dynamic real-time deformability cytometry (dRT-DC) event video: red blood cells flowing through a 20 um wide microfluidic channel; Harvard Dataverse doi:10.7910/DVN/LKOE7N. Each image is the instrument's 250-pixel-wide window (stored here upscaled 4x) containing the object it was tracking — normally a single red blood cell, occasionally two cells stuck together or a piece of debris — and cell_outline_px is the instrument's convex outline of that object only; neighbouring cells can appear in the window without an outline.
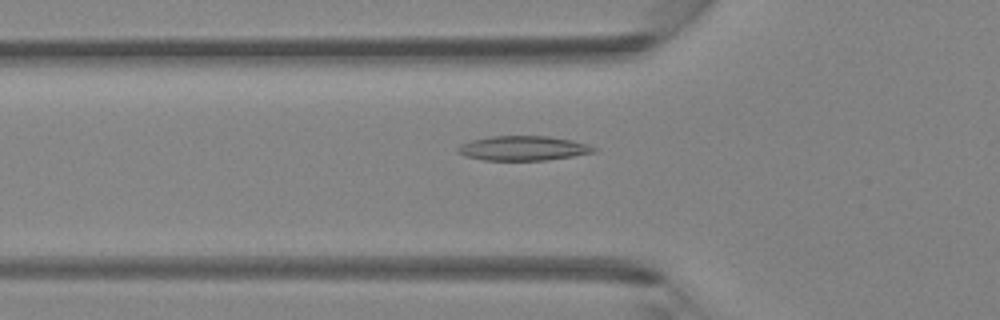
{"species": "Egyptian fruit bat (a non-hibernating species)", "species_latin": "Rousettus aegyptiacus", "temperature_condition": "room temperature", "stored_images_in_passage": 42, "camera_frame_rate_fps": 3000, "um_per_image_px": 0.085, "animal": {"sex": "female"}, "frame": {"image": 1, "passage_image": 13, "time_ms": 4.0, "image_size_px": [1000, 320], "cell_outline_px": [[600, 148], [596, 152], [572, 156], [544, 160], [484, 160], [464, 156], [456, 152], [456, 148], [460, 144], [472, 140], [488, 136], [548, 136], [572, 140], [588, 144]], "centroid_in_image_um": [44.47, 12.59], "position_along_channel_um": 81.3, "area_um2": 19.65}}
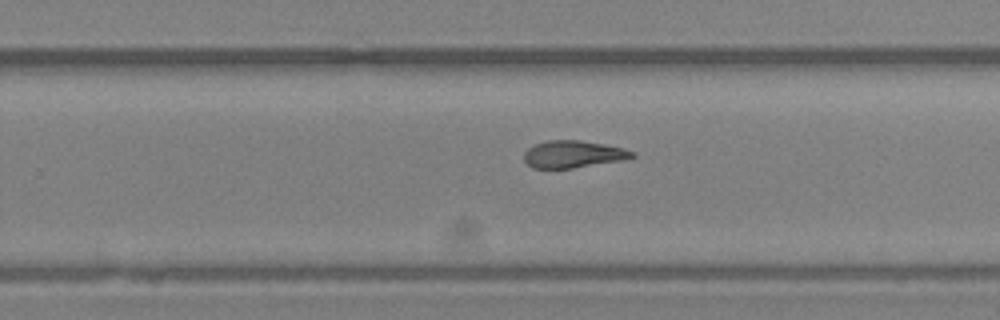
{"frame": {"image": 2, "passage_image": 26, "time_ms": 8.333, "image_size_px": [1000, 320], "cell_outline_px": [[636, 156], [620, 160], [572, 168], [532, 168], [524, 160], [524, 152], [528, 148], [536, 144], [548, 140], [580, 140], [604, 144], [624, 148], [636, 152]], "centroid_in_image_um": [48.71, 13.1], "position_along_channel_um": 281.1, "area_um2": 16.99}}
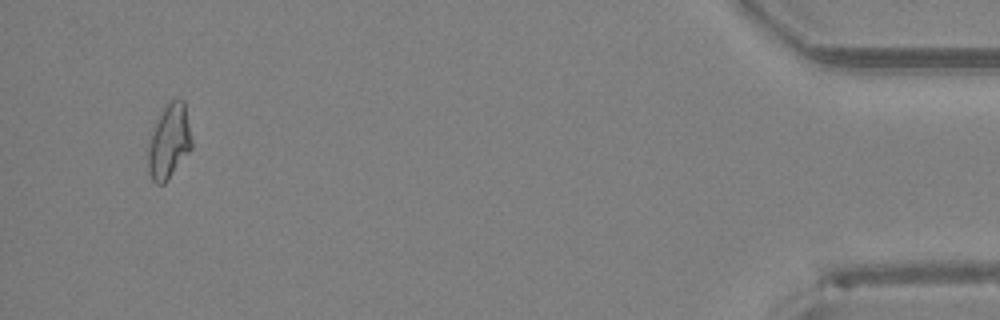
{"frame": {"image": 3, "passage_image": 40, "time_ms": 13.0, "image_size_px": [1000, 320], "cell_outline_px": [[192, 148], [168, 180], [164, 184], [156, 184], [152, 180], [148, 172], [148, 144], [152, 132], [164, 108], [172, 100], [180, 96], [184, 100], [192, 140]], "centroid_in_image_um": [14.38, 12.05], "position_along_channel_um": 420.8, "area_um2": 18.84}}